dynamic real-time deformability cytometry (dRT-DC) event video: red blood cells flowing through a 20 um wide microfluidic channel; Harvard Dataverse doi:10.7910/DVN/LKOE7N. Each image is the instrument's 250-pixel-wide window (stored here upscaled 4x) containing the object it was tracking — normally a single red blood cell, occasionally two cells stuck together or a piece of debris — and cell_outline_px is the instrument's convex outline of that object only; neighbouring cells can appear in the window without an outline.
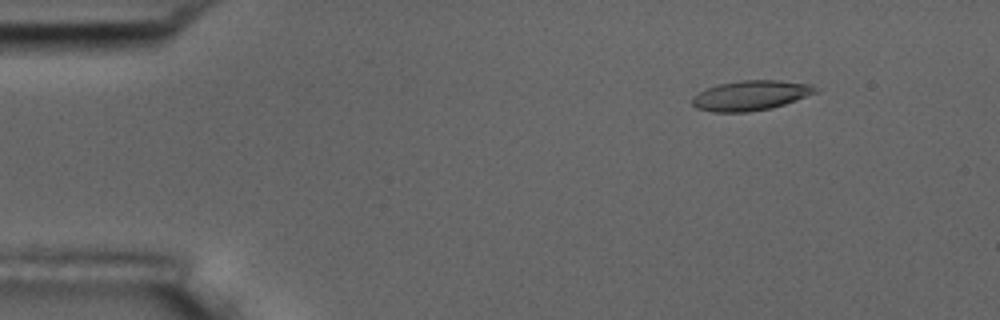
{"species": "common noctule bat (a hibernating species)", "species_latin": "Nyctalus noctula", "temperature_condition": "room temperature", "stored_images_in_passage": 7, "camera_frame_rate_fps": 3000, "um_per_image_px": 0.085, "animal": {"sex": "male", "body_mass_g": 17.5, "forearm_length_mm": 52.3}, "frame": {"image": 1, "passage_image": 2, "time_ms": 1.333, "image_size_px": [1000, 320], "cell_outline_px": [[820, 92], [772, 108], [748, 112], [712, 112], [696, 108], [692, 104], [692, 96], [708, 88], [720, 84], [740, 80], [776, 80], [812, 84], [820, 88]], "centroid_in_image_um": [63.86, 8.11], "position_along_channel_um": 21.1, "area_um2": 21.62}}
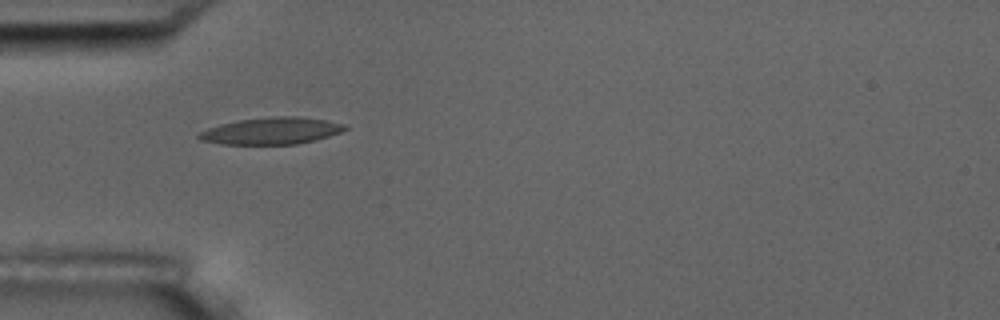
{"frame": {"image": 2, "passage_image": 5, "time_ms": 4.667, "image_size_px": [1000, 320], "cell_outline_px": [[348, 128], [340, 132], [316, 140], [296, 144], [220, 144], [200, 140], [196, 136], [200, 132], [208, 128], [220, 124], [240, 120], [272, 116], [296, 116], [324, 120], [344, 124]], "centroid_in_image_um": [23.05, 11.13], "position_along_channel_um": 62.0, "area_um2": 22.72}}